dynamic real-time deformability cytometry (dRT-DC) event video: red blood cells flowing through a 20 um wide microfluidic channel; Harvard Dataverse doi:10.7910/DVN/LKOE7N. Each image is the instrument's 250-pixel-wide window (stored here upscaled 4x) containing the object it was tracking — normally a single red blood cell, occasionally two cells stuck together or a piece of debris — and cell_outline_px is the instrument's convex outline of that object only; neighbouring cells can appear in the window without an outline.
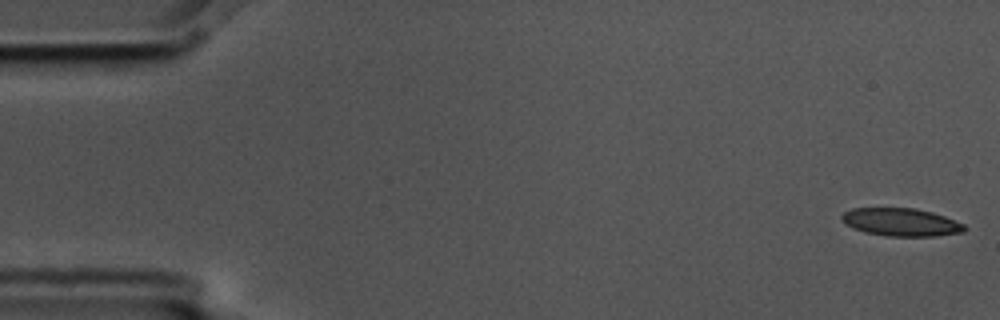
{"species": "common noctule bat (a hibernating species)", "species_latin": "Nyctalus noctula", "temperature_condition": "cold", "stored_images_in_passage": 4, "camera_frame_rate_fps": 3000, "um_per_image_px": 0.085, "animal": {"sex": "male", "body_mass_g": 17.5, "forearm_length_mm": 52.3}, "frame": {"image": 1, "passage_image": 1, "time_ms": 0.0, "image_size_px": [1000, 320], "cell_outline_px": [[968, 228], [964, 232], [936, 236], [888, 236], [864, 232], [852, 228], [844, 224], [840, 220], [840, 216], [844, 212], [852, 208], [916, 208], [932, 212], [944, 216], [964, 224]], "centroid_in_image_um": [76.57, 18.88], "position_along_channel_um": 8.4, "area_um2": 20.17}}